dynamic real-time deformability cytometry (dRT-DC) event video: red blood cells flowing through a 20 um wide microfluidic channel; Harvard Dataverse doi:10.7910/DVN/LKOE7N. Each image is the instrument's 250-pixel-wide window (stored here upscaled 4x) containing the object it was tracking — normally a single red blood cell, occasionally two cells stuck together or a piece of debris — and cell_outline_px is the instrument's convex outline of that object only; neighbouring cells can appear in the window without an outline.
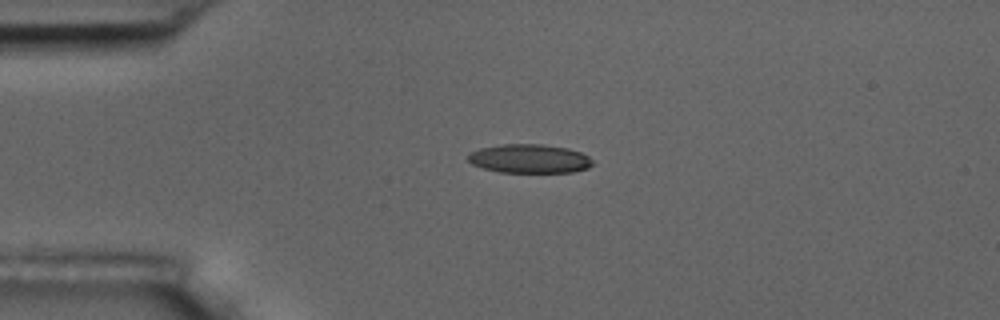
{"species": "common noctule bat (a hibernating species)", "species_latin": "Nyctalus noctula", "temperature_condition": "room temperature", "stored_images_in_passage": 5, "camera_frame_rate_fps": 3000, "um_per_image_px": 0.085, "animal": {"sex": "male", "body_mass_g": 17.5, "forearm_length_mm": 52.3}, "frame": {"image": 1, "passage_image": 5, "time_ms": 5.0, "image_size_px": [1000, 320], "cell_outline_px": [[592, 164], [588, 168], [572, 172], [500, 172], [484, 168], [472, 164], [468, 160], [468, 152], [480, 148], [500, 144], [544, 144], [568, 148], [580, 152], [588, 156], [592, 160]], "centroid_in_image_um": [44.99, 13.48], "position_along_channel_um": 40.0, "area_um2": 20.98}}